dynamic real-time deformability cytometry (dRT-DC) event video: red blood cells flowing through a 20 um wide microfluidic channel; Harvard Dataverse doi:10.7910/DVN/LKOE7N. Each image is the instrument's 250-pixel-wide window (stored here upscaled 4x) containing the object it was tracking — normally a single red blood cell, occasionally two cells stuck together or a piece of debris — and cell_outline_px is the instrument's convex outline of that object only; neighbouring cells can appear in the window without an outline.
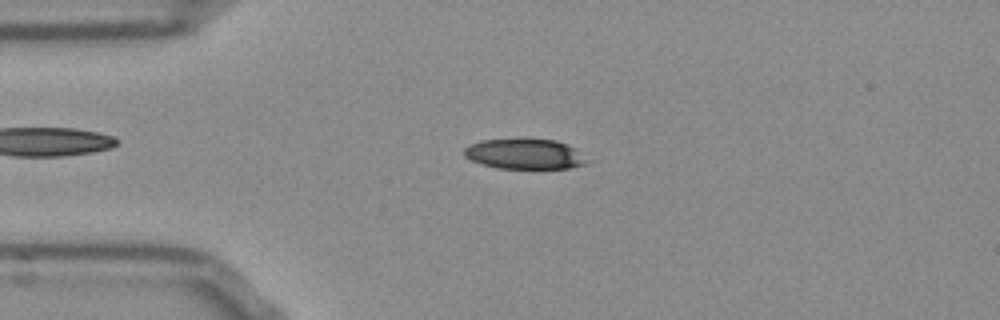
{"species": "Egyptian fruit bat (a non-hibernating species)", "species_latin": "Rousettus aegyptiacus", "temperature_condition": "room temperature", "stored_images_in_passage": 52, "camera_frame_rate_fps": 3000, "um_per_image_px": 0.085, "frame": {"image": 1, "passage_image": 12, "time_ms": 3.667, "image_size_px": [1000, 320], "cell_outline_px": [[584, 164], [568, 168], [496, 168], [480, 164], [464, 156], [464, 148], [480, 140], [556, 140], [576, 148], [584, 160]], "centroid_in_image_um": [44.54, 13.1], "position_along_channel_um": 40.5, "area_um2": 21.04}}
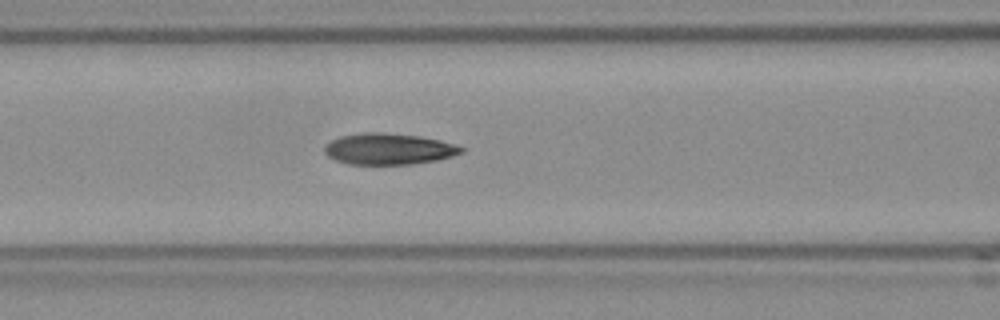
{"frame": {"image": 2, "passage_image": 21, "time_ms": 6.667, "image_size_px": [1000, 320], "cell_outline_px": [[464, 152], [452, 156], [436, 160], [412, 164], [348, 164], [336, 160], [328, 156], [324, 152], [324, 148], [332, 140], [340, 136], [364, 132], [376, 132], [416, 136], [440, 140], [464, 148]], "centroid_in_image_um": [33.02, 12.67], "position_along_channel_um": 133.6, "area_um2": 24.57}}
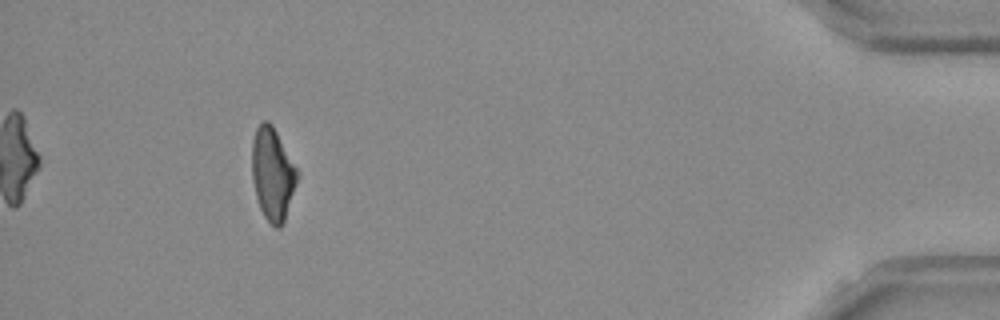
{"frame": {"image": 3, "passage_image": 48, "time_ms": 15.667, "image_size_px": [1000, 320], "cell_outline_px": [[300, 172], [284, 224], [280, 228], [276, 228], [264, 216], [260, 208], [256, 196], [252, 180], [252, 140], [256, 128], [264, 120], [268, 120], [272, 124]], "centroid_in_image_um": [23.18, 14.79], "position_along_channel_um": 412.0, "area_um2": 24.68}, "authors_computed_cell_mechanics": {"area_um2": 24.276, "velocity_mm_per_s": 3.8372, "shape_relaxation_time_tau1_ms": 8.9996, "shape_relaxation_time_tau2_ms": 2.862, "deformation_change_tau1": 0.2012, "deformation_change_tau2": 0.1088}}